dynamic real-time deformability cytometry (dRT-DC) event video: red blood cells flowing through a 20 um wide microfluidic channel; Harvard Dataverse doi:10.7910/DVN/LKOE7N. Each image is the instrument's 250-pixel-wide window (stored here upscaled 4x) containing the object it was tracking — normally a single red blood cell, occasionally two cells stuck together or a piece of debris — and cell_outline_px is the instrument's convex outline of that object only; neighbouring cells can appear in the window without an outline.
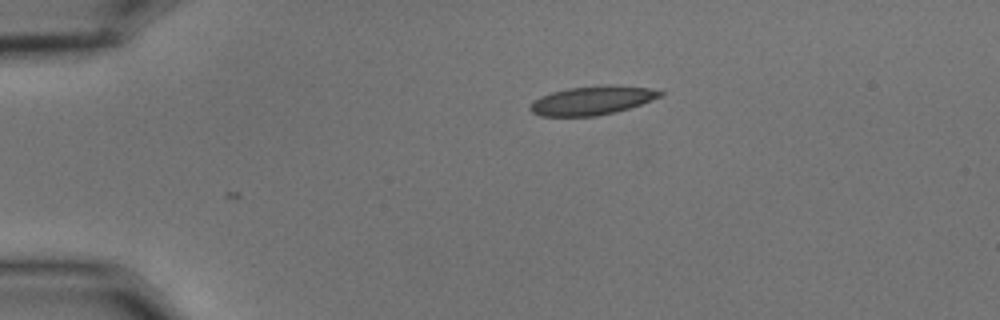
{"species": "common noctule bat (a hibernating species)", "species_latin": "Nyctalus noctula", "temperature_condition": "cold", "stored_images_in_passage": 3, "camera_frame_rate_fps": 3000, "um_per_image_px": 0.085, "animal": {"sex": "male", "body_mass_g": 15.6}, "frame": {"image": 1, "passage_image": 1, "time_ms": 0.0, "image_size_px": [1000, 320], "cell_outline_px": [[664, 92], [660, 96], [640, 104], [616, 112], [596, 116], [540, 116], [532, 112], [528, 108], [540, 96], [552, 92], [568, 88], [648, 88]], "centroid_in_image_um": [50.23, 8.6], "position_along_channel_um": 34.8, "area_um2": 20.4}}